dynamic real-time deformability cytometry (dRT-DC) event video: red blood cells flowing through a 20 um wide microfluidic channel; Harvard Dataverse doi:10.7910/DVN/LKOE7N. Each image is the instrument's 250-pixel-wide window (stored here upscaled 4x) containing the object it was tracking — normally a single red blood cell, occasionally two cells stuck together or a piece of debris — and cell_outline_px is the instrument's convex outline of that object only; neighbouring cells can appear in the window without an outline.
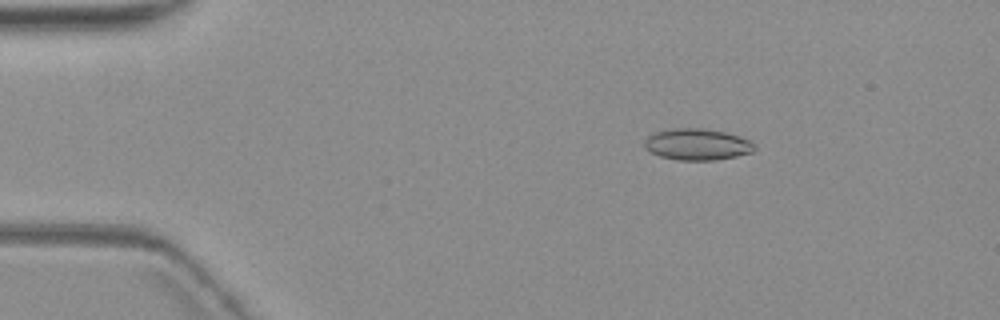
{"species": "common noctule bat (a hibernating species)", "species_latin": "Nyctalus noctula", "temperature_condition": "warm", "stored_images_in_passage": 5, "camera_frame_rate_fps": 3000, "um_per_image_px": 0.085, "animal": {"sex": "female", "body_mass_g": 19.3, "forearm_length_mm": 54.1}, "frame": {"image": 1, "passage_image": 1, "time_ms": 0.0, "image_size_px": [1000, 320], "cell_outline_px": [[756, 148], [752, 152], [736, 156], [716, 160], [680, 160], [660, 156], [644, 148], [644, 140], [648, 136], [656, 132], [672, 128], [704, 128], [724, 132], [740, 136], [756, 144]], "centroid_in_image_um": [59.27, 12.27], "position_along_channel_um": 25.7, "area_um2": 20.17}}
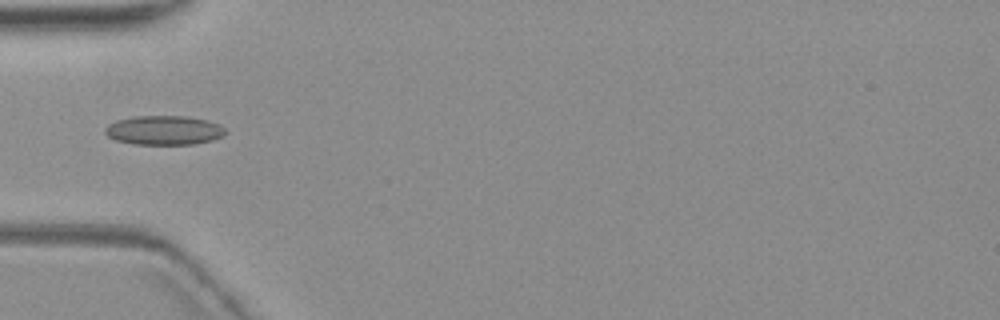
{"frame": {"image": 2, "passage_image": 4, "time_ms": 3.333, "image_size_px": [1000, 320], "cell_outline_px": [[224, 136], [212, 140], [196, 144], [132, 144], [116, 140], [108, 136], [104, 132], [104, 128], [108, 124], [116, 120], [132, 116], [184, 116], [208, 120], [220, 124], [224, 128]], "centroid_in_image_um": [13.92, 11.07], "position_along_channel_um": 71.1, "area_um2": 20.63}}
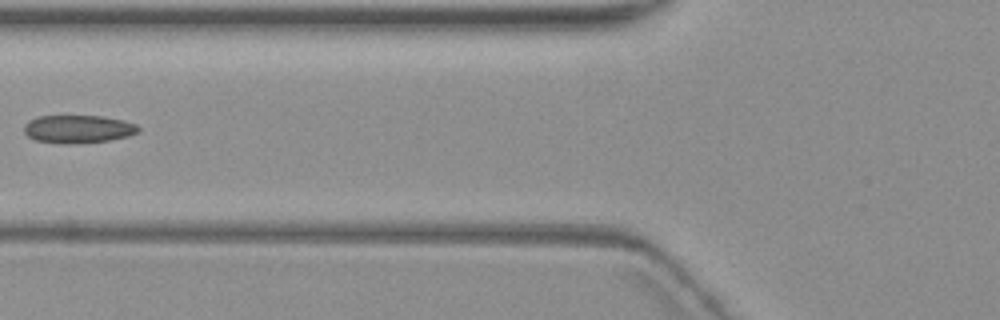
{"frame": {"image": 3, "passage_image": 5, "time_ms": 4.667, "image_size_px": [1000, 320], "cell_outline_px": [[140, 132], [128, 136], [112, 140], [68, 144], [64, 144], [36, 140], [28, 136], [24, 132], [24, 124], [28, 120], [40, 116], [100, 116], [120, 120], [136, 124], [140, 128]], "centroid_in_image_um": [6.64, 10.97], "position_along_channel_um": 119.2, "area_um2": 18.61}}